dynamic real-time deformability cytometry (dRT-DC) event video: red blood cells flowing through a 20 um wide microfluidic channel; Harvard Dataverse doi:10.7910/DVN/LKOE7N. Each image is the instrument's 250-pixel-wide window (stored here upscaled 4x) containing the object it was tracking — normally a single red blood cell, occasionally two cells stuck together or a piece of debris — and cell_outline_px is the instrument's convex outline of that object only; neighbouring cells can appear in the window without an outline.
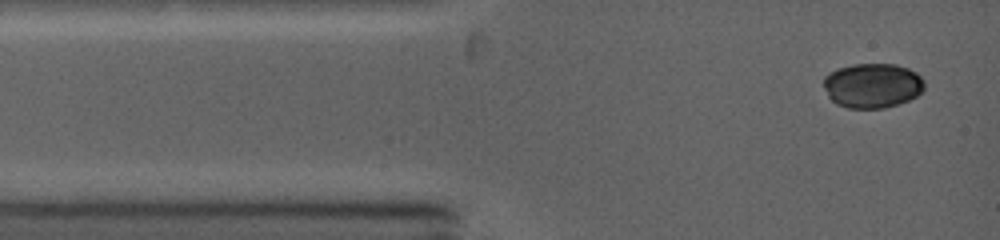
{"species": "common noctule bat (a hibernating species)", "species_latin": "Nyctalus noctula", "temperature_condition": "warm", "stored_images_in_passage": 52, "camera_frame_rate_fps": 5000, "um_per_image_px": 0.085, "animal": {"sex": "female", "body_mass_g": 19.0, "forearm_length_mm": 53.3}, "frame": {"image": 1, "passage_image": 1, "time_ms": 0.0, "image_size_px": [1000, 240], "cell_outline_px": [[924, 88], [916, 96], [908, 100], [884, 108], [848, 108], [836, 104], [828, 96], [824, 88], [824, 76], [828, 72], [836, 68], [852, 64], [896, 64], [908, 68], [916, 72], [924, 80]], "centroid_in_image_um": [74.13, 7.26], "position_along_channel_um": 10.9, "area_um2": 26.41}}
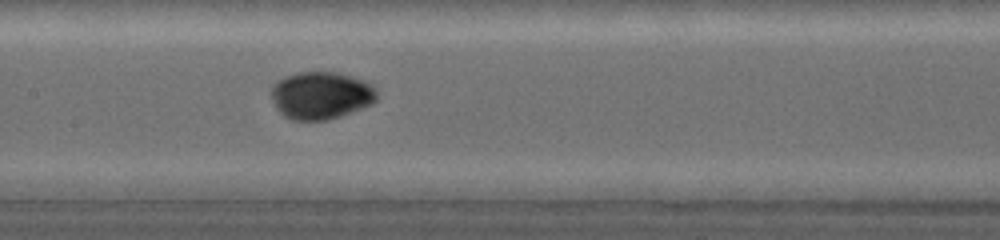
{"frame": {"image": 2, "passage_image": 25, "time_ms": 5.0, "image_size_px": [1000, 240], "cell_outline_px": [[376, 100], [372, 104], [352, 112], [328, 120], [292, 120], [284, 116], [276, 108], [272, 100], [272, 88], [284, 76], [300, 72], [336, 72], [372, 84], [376, 92]], "centroid_in_image_um": [27.28, 8.12], "position_along_channel_um": 180.1, "area_um2": 28.96}}
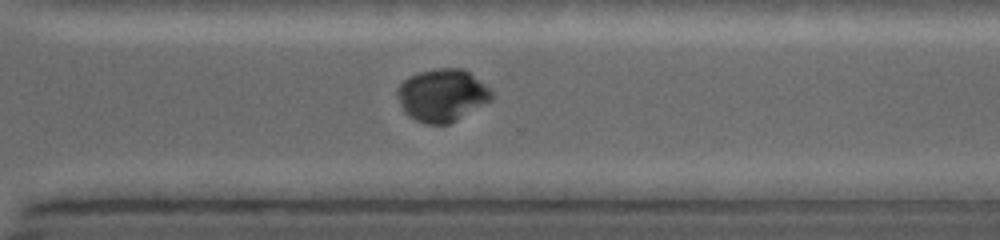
{"frame": {"image": 3, "passage_image": 40, "time_ms": 8.6, "image_size_px": [1000, 240], "cell_outline_px": [[492, 100], [456, 120], [448, 124], [424, 124], [408, 116], [404, 112], [396, 92], [400, 84], [404, 80], [420, 72], [440, 68], [464, 68], [484, 84], [492, 92]], "centroid_in_image_um": [37.58, 8.1], "position_along_channel_um": 333.0, "area_um2": 28.55}, "authors_computed_cell_mechanics": {"area_um2": 28.5532, "velocity_mm_per_s": 4.2559, "shape_relaxation_time_tau1_ms": 4.7443, "shape_relaxation_time_tau2_ms": null, "deformation_change_tau1": 0.162, "deformation_change_tau2": null}}